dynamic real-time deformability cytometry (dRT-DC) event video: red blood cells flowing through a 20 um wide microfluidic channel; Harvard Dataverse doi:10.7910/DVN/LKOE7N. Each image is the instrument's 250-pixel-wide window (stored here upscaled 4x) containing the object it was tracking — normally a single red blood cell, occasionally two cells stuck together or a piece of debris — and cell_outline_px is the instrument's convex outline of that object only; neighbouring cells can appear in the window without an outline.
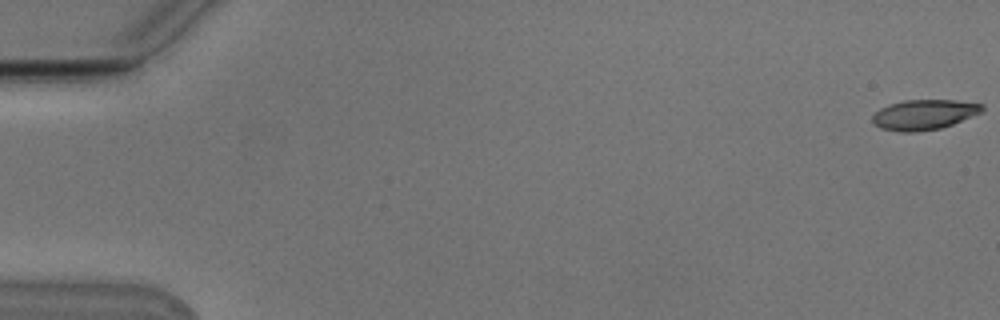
{"species": "Egyptian fruit bat (a non-hibernating species)", "species_latin": "Rousettus aegyptiacus", "temperature_condition": "cold", "stored_images_in_passage": 53, "camera_frame_rate_fps": 3000, "um_per_image_px": 0.085, "animal": {"sex": "male"}, "frame": {"image": 1, "passage_image": 1, "time_ms": 0.0, "image_size_px": [1000, 320], "cell_outline_px": [[984, 108], [980, 112], [952, 124], [940, 128], [916, 132], [900, 132], [880, 128], [872, 120], [872, 116], [880, 108], [888, 104], [904, 100], [956, 100], [984, 104]], "centroid_in_image_um": [78.52, 9.73], "position_along_channel_um": 6.5, "area_um2": 19.13}}
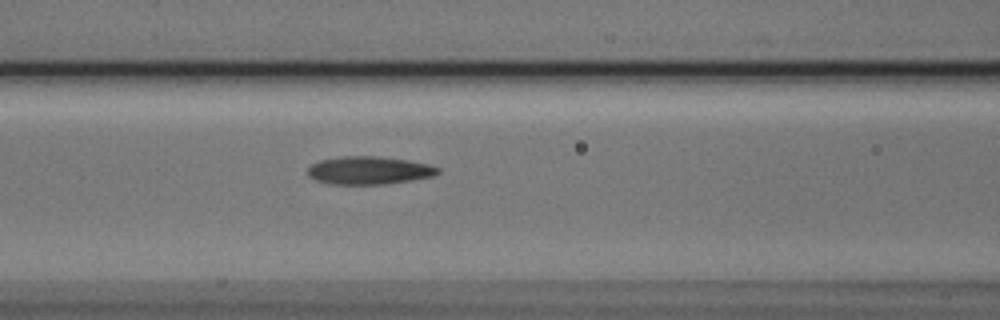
{"frame": {"image": 2, "passage_image": 24, "time_ms": 7.667, "image_size_px": [1000, 320], "cell_outline_px": [[440, 172], [432, 176], [412, 180], [384, 184], [328, 184], [316, 180], [308, 176], [308, 168], [312, 164], [320, 160], [340, 156], [376, 156], [408, 160], [428, 164], [440, 168]], "centroid_in_image_um": [31.35, 14.48], "position_along_channel_um": 135.2, "area_um2": 21.21}}
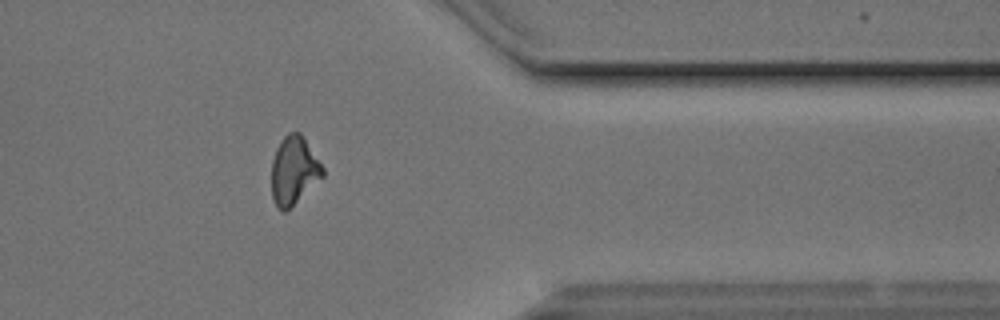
{"frame": {"image": 3, "passage_image": 45, "time_ms": 14.667, "image_size_px": [1000, 320], "cell_outline_px": [[324, 176], [284, 212], [276, 204], [272, 196], [272, 160], [276, 148], [280, 140], [288, 132], [300, 132], [304, 136], [324, 168]], "centroid_in_image_um": [24.99, 14.43], "position_along_channel_um": 386.4, "area_um2": 20.11}}